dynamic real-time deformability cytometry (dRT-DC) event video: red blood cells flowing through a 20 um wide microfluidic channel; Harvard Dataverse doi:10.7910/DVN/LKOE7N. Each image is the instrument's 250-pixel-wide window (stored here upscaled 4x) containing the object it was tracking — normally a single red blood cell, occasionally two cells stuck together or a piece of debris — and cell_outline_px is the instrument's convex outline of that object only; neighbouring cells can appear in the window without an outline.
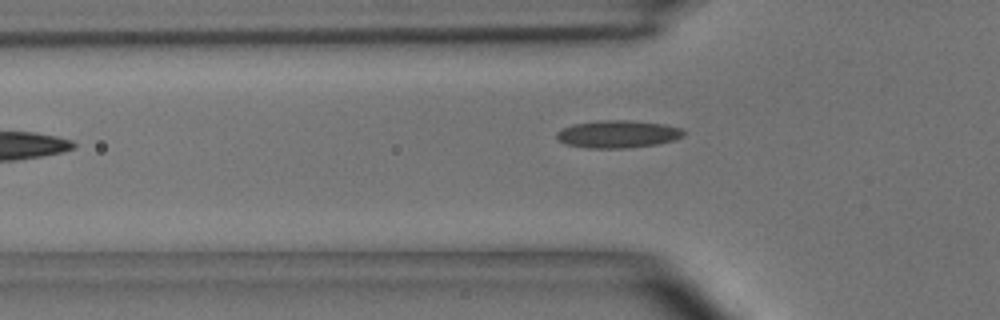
{"species": "common noctule bat (a hibernating species)", "species_latin": "Nyctalus noctula", "temperature_condition": "room temperature", "stored_images_in_passage": 7, "camera_frame_rate_fps": 3000, "um_per_image_px": 0.085, "animal": {"sex": "male", "body_mass_g": 15.6}, "frame": {"image": 1, "passage_image": 6, "time_ms": 6.0, "image_size_px": [1000, 320], "cell_outline_px": [[684, 136], [676, 140], [656, 144], [628, 148], [588, 148], [564, 144], [556, 140], [556, 132], [560, 128], [572, 124], [600, 120], [632, 120], [664, 124], [684, 128]], "centroid_in_image_um": [52.5, 11.39], "position_along_channel_um": 73.3, "area_um2": 20.81}}
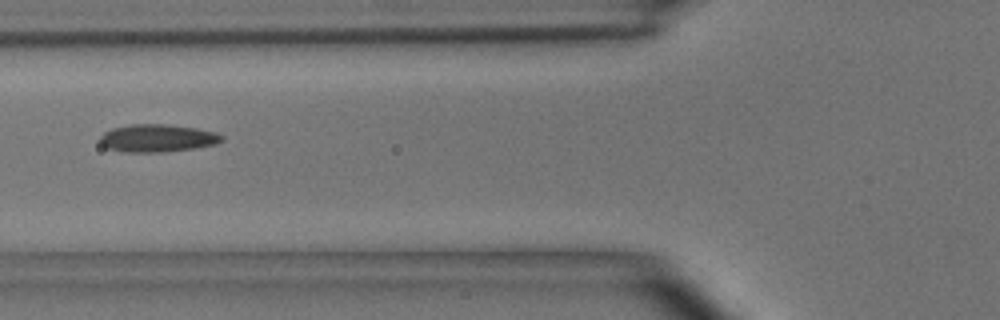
{"frame": {"image": 2, "passage_image": 7, "time_ms": 7.0, "image_size_px": [1000, 320], "cell_outline_px": [[224, 140], [216, 144], [192, 148], [160, 152], [124, 152], [108, 148], [100, 144], [100, 136], [104, 132], [112, 128], [132, 124], [164, 124], [196, 128], [216, 132], [224, 136]], "centroid_in_image_um": [13.38, 11.74], "position_along_channel_um": 112.4, "area_um2": 19.59}}